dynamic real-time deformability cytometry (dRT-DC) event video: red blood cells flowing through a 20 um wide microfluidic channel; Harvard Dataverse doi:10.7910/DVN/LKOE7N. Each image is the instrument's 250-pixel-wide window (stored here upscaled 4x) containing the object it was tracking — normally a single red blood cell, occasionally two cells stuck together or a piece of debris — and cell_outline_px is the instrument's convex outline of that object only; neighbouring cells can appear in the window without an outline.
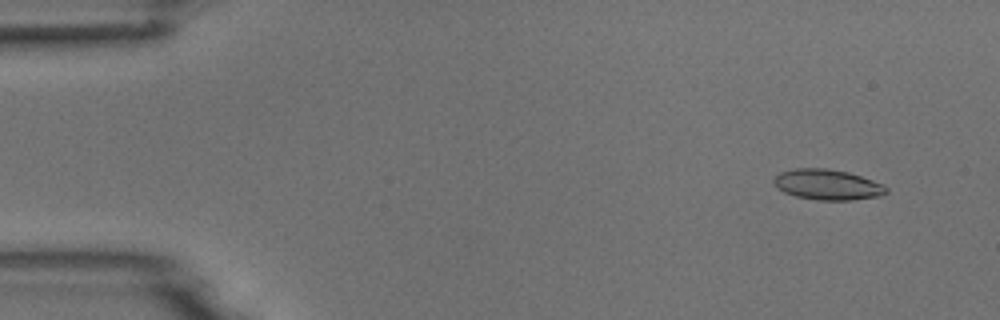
{"species": "common noctule bat (a hibernating species)", "species_latin": "Nyctalus noctula", "temperature_condition": "room temperature", "stored_images_in_passage": 5, "camera_frame_rate_fps": 3000, "um_per_image_px": 0.085, "animal": {"sex": "male", "body_mass_g": 18.8}, "frame": {"image": 1, "passage_image": 1, "time_ms": 0.0, "image_size_px": [1000, 320], "cell_outline_px": [[888, 192], [880, 196], [852, 200], [816, 200], [796, 196], [784, 192], [776, 188], [772, 180], [780, 172], [792, 168], [828, 168], [848, 172], [884, 184], [888, 188]], "centroid_in_image_um": [70.32, 15.69], "position_along_channel_um": 14.7, "area_um2": 20.17}}